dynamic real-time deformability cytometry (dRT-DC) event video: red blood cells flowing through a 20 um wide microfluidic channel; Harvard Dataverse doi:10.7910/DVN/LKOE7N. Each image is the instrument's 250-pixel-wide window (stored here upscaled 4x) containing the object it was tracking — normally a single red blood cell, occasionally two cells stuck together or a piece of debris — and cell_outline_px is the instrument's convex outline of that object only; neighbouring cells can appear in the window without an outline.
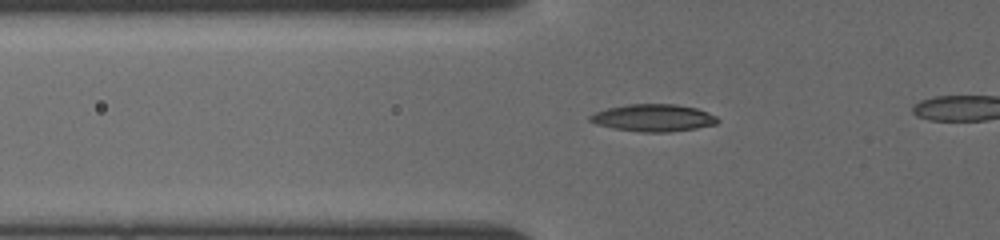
{"species": "common noctule bat (a hibernating species)", "species_latin": "Nyctalus noctula", "temperature_condition": "cold", "stored_images_in_passage": 66, "camera_frame_rate_fps": 3000, "um_per_image_px": 0.085, "animal": {"sex": "female", "body_mass_g": 19.5, "forearm_length_mm": 54.1}, "frame": {"image": 1, "passage_image": 27, "time_ms": 6.0, "image_size_px": [1000, 240], "cell_outline_px": [[720, 120], [716, 124], [696, 128], [668, 132], [640, 132], [612, 128], [596, 124], [588, 120], [588, 116], [596, 112], [608, 108], [628, 104], [676, 104], [696, 108], [708, 112], [716, 116]], "centroid_in_image_um": [55.53, 10.02], "position_along_channel_um": 70.3, "area_um2": 20.29}}
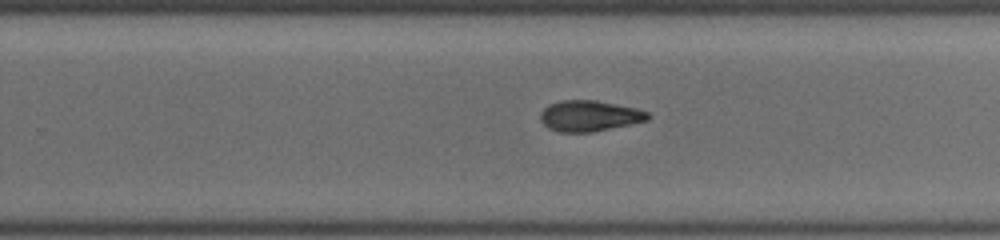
{"frame": {"image": 2, "passage_image": 50, "time_ms": 11.333, "image_size_px": [1000, 240], "cell_outline_px": [[648, 120], [592, 132], [560, 132], [548, 128], [540, 120], [540, 112], [548, 104], [560, 100], [596, 100], [636, 108], [648, 112]], "centroid_in_image_um": [50.05, 9.84], "position_along_channel_um": 279.7, "area_um2": 19.25}}
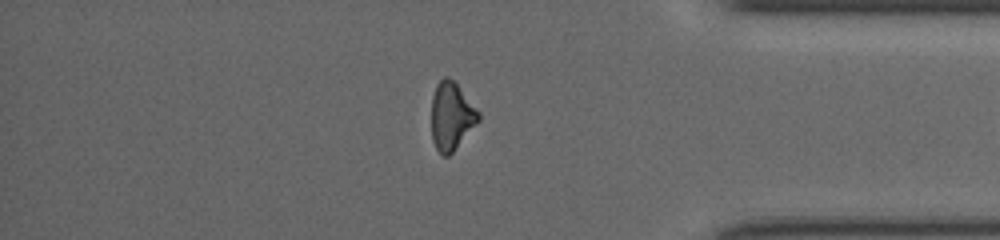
{"frame": {"image": 3, "passage_image": 65, "time_ms": 14.667, "image_size_px": [1000, 240], "cell_outline_px": [[480, 120], [452, 152], [448, 156], [444, 156], [436, 148], [432, 140], [432, 96], [436, 84], [444, 76], [448, 76], [456, 84], [480, 112]], "centroid_in_image_um": [38.37, 9.86], "position_along_channel_um": 396.8, "area_um2": 18.38}}